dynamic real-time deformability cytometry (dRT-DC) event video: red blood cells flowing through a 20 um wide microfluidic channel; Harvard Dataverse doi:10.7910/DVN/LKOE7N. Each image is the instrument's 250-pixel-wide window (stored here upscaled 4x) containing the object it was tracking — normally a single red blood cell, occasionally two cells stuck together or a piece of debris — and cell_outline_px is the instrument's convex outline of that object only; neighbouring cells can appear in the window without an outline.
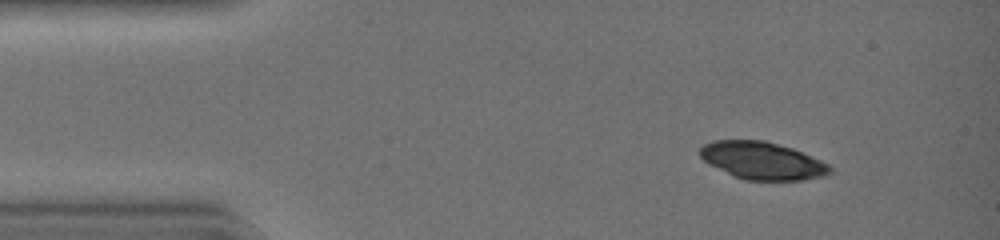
{"species": "common noctule bat (a hibernating species)", "species_latin": "Nyctalus noctula", "temperature_condition": "warm", "stored_images_in_passage": 38, "camera_frame_rate_fps": 3000, "um_per_image_px": 0.085, "animal": {"sex": "female", "body_mass_g": 19.0, "forearm_length_mm": 51.5}, "frame": {"image": 1, "passage_image": 1, "time_ms": 0.0, "image_size_px": [1000, 240], "cell_outline_px": [[832, 172], [824, 176], [804, 180], [744, 180], [732, 176], [708, 164], [700, 156], [700, 148], [704, 144], [716, 140], [764, 140], [792, 148], [820, 160], [828, 164], [832, 168]], "centroid_in_image_um": [64.79, 13.66], "position_along_channel_um": 20.2, "area_um2": 28.44}}